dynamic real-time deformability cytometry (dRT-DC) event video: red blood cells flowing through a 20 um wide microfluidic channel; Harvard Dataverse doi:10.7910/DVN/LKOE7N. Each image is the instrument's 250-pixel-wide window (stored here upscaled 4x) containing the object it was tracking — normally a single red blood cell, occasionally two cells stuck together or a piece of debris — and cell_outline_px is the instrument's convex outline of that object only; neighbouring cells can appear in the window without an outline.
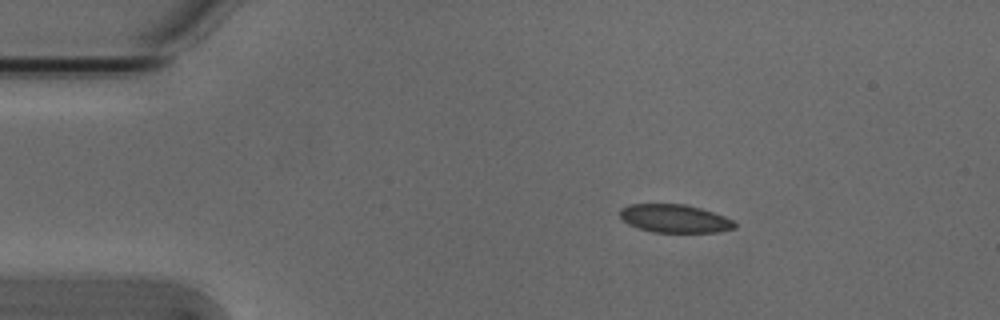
{"species": "Egyptian fruit bat (a non-hibernating species)", "species_latin": "Rousettus aegyptiacus", "temperature_condition": "cold", "stored_images_in_passage": 3, "camera_frame_rate_fps": 3000, "um_per_image_px": 0.085, "animal": {"sex": "male"}, "frame": {"image": 1, "passage_image": 1, "time_ms": 0.0, "image_size_px": [1000, 320], "cell_outline_px": [[736, 228], [716, 232], [652, 232], [628, 224], [620, 216], [620, 208], [628, 204], [684, 204], [700, 208], [724, 216], [732, 220], [736, 224]], "centroid_in_image_um": [57.33, 18.57], "position_along_channel_um": 27.7, "area_um2": 18.73}}